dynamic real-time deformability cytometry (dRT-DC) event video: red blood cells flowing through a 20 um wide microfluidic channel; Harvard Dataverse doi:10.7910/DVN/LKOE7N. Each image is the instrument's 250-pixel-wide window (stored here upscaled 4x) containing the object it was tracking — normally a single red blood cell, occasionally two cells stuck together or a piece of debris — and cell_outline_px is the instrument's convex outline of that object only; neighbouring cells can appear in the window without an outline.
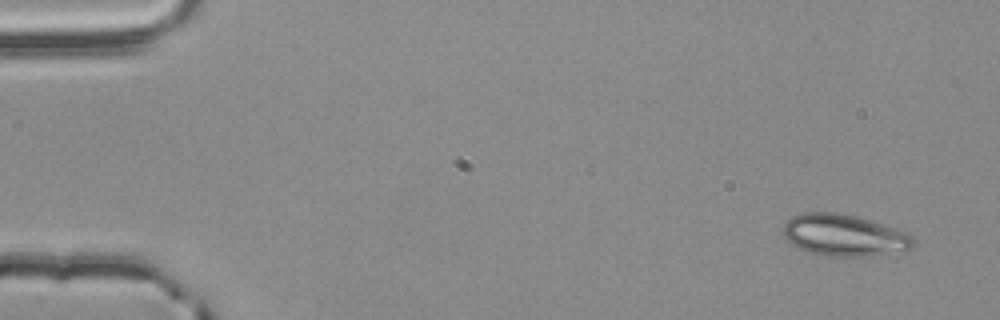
{"species": "common noctule bat (a hibernating species)", "species_latin": "Nyctalus noctula", "temperature_condition": "room temperature", "stored_images_in_passage": 52, "camera_frame_rate_fps": 3000, "um_per_image_px": 0.085, "animal": {"sex": "male", "body_mass_g": 20.4}, "frame": {"image": 1, "passage_image": 1, "time_ms": 0.0, "image_size_px": [1000, 320], "cell_outline_px": [[916, 240], [912, 248], [904, 252], [872, 256], [828, 256], [812, 252], [800, 248], [792, 244], [784, 236], [784, 224], [792, 216], [804, 212], [836, 212], [856, 216], [896, 228], [912, 236]], "centroid_in_image_um": [71.81, 20.0], "position_along_channel_um": 13.2, "area_um2": 31.67}}
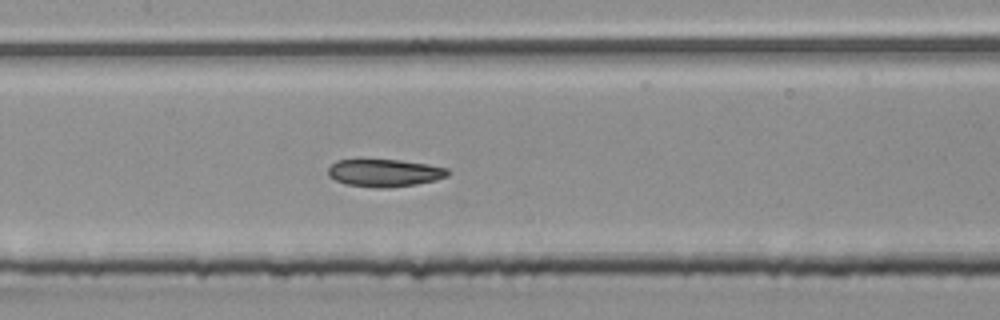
{"frame": {"image": 2, "passage_image": 24, "time_ms": 7.667, "image_size_px": [1000, 320], "cell_outline_px": [[452, 172], [448, 176], [436, 180], [416, 184], [388, 188], [376, 188], [344, 184], [328, 176], [328, 168], [336, 160], [356, 156], [360, 156], [400, 160], [428, 164], [448, 168]], "centroid_in_image_um": [32.63, 14.64], "position_along_channel_um": 174.8, "area_um2": 20.35}}
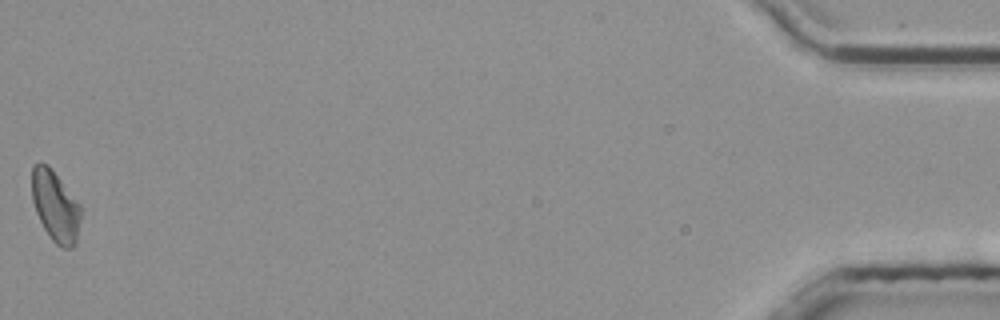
{"frame": {"image": 3, "passage_image": 52, "time_ms": 17.0, "image_size_px": [1000, 320], "cell_outline_px": [[80, 216], [76, 244], [72, 248], [60, 248], [52, 240], [44, 228], [36, 212], [32, 200], [32, 168], [40, 160], [48, 164], [80, 204]], "centroid_in_image_um": [4.7, 17.52], "position_along_channel_um": 430.5, "area_um2": 20.17}}